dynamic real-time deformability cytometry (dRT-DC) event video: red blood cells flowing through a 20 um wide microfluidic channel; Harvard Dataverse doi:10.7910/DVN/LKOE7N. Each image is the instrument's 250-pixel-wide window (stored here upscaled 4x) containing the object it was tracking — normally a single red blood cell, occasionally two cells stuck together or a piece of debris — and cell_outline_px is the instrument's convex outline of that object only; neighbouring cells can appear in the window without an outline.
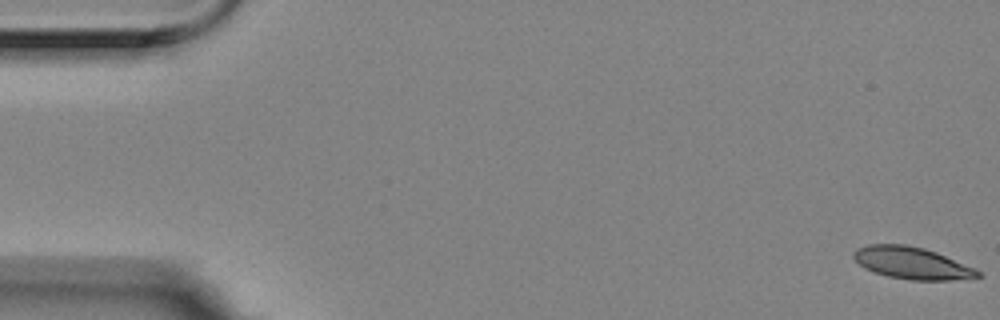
{"species": "Egyptian fruit bat (a non-hibernating species)", "species_latin": "Rousettus aegyptiacus", "temperature_condition": "room temperature", "stored_images_in_passage": 5, "camera_frame_rate_fps": 3000, "um_per_image_px": 0.085, "animal": {"sex": "female"}, "frame": {"image": 1, "passage_image": 1, "time_ms": 0.0, "image_size_px": [1000, 320], "cell_outline_px": [[984, 276], [948, 280], [912, 280], [888, 276], [864, 268], [852, 256], [852, 252], [856, 248], [868, 244], [904, 244], [924, 248], [936, 252], [976, 268]], "centroid_in_image_um": [77.51, 22.35], "position_along_channel_um": 7.5, "area_um2": 23.12}}
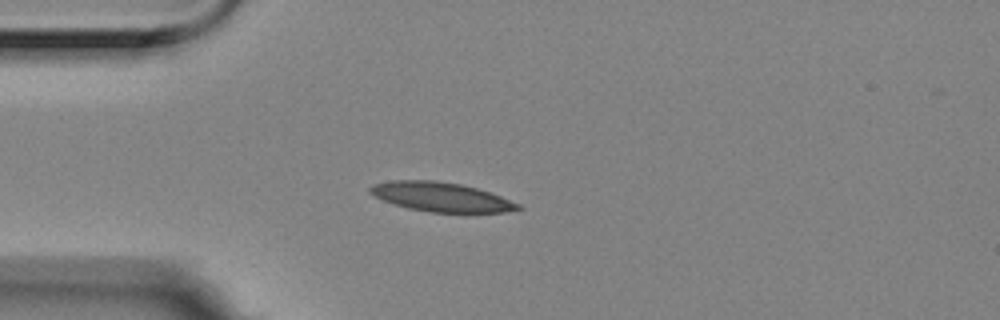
{"frame": {"image": 2, "passage_image": 5, "time_ms": 1.333, "image_size_px": [1000, 320], "cell_outline_px": [[524, 208], [504, 212], [432, 212], [408, 208], [384, 200], [368, 192], [368, 188], [376, 184], [392, 180], [436, 180], [460, 184], [476, 188], [500, 196], [520, 204]], "centroid_in_image_um": [37.5, 16.73], "position_along_channel_um": 47.5, "area_um2": 24.85}}